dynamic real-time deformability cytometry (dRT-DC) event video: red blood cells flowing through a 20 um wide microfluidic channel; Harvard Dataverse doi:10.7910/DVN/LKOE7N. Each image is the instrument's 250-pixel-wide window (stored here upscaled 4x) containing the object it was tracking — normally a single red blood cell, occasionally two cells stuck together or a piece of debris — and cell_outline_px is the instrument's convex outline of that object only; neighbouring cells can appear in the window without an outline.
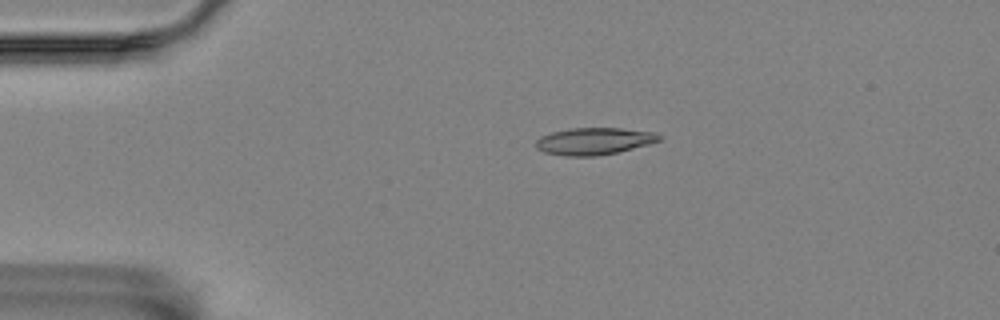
{"species": "Egyptian fruit bat (a non-hibernating species)", "species_latin": "Rousettus aegyptiacus", "temperature_condition": "room temperature", "stored_images_in_passage": 14, "camera_frame_rate_fps": 3000, "um_per_image_px": 0.085, "animal": {"sex": "female"}, "frame": {"image": 1, "passage_image": 3, "time_ms": 0.667, "image_size_px": [1000, 320], "cell_outline_px": [[664, 136], [660, 140], [648, 144], [616, 152], [596, 156], [568, 156], [544, 152], [536, 148], [536, 140], [540, 136], [552, 132], [568, 128], [620, 128], [656, 132]], "centroid_in_image_um": [50.5, 11.99], "position_along_channel_um": 34.5, "area_um2": 19.42}}
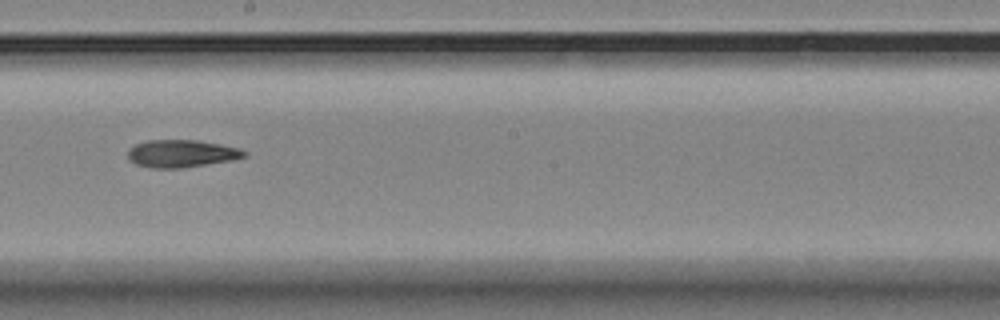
{"frame": {"image": 2, "passage_image": 8, "time_ms": 2.333, "image_size_px": [1000, 320], "cell_outline_px": [[248, 156], [232, 160], [180, 168], [148, 168], [136, 164], [128, 160], [128, 148], [136, 144], [148, 140], [196, 140], [220, 144], [240, 148], [248, 152]], "centroid_in_image_um": [15.42, 13.05], "position_along_channel_um": 232.8, "area_um2": 18.79}}
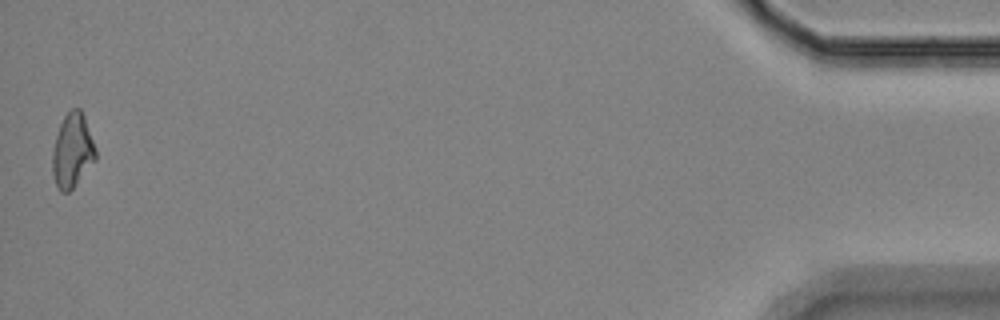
{"frame": {"image": 3, "passage_image": 14, "time_ms": 4.333, "image_size_px": [1000, 320], "cell_outline_px": [[96, 160], [72, 188], [68, 192], [60, 192], [56, 184], [52, 172], [52, 152], [56, 136], [60, 124], [64, 116], [72, 108], [80, 108], [84, 116], [96, 148]], "centroid_in_image_um": [6.15, 12.8], "position_along_channel_um": 429.0, "area_um2": 18.55}}